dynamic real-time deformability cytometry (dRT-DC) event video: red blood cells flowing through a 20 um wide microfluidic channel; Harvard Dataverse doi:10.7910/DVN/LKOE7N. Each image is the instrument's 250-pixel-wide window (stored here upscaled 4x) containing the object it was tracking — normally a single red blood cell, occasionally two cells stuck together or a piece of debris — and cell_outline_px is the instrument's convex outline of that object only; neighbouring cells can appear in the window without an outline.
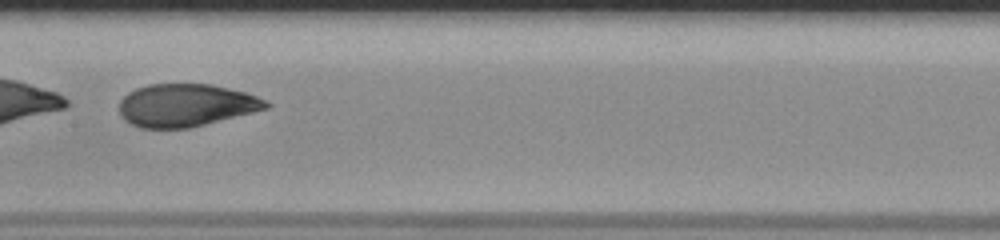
{"species": "human", "species_latin": "Homo sapiens", "temperature_condition": "room temperature", "stored_images_in_passage": 51, "segment_of_instrument_passage": [2, 2], "camera_frame_rate_fps": 3000, "um_per_image_px": 0.085, "donor": {"sex": "male"}, "frame": {"image": 1, "passage_image": 28, "time_ms": 9.0, "image_size_px": [1000, 240], "cell_outline_px": [[272, 104], [268, 108], [188, 128], [140, 128], [124, 120], [120, 116], [120, 100], [128, 92], [136, 88], [148, 84], [212, 84], [244, 92], [256, 96]], "centroid_in_image_um": [15.76, 8.94], "position_along_channel_um": 191.6, "area_um2": 36.3}}